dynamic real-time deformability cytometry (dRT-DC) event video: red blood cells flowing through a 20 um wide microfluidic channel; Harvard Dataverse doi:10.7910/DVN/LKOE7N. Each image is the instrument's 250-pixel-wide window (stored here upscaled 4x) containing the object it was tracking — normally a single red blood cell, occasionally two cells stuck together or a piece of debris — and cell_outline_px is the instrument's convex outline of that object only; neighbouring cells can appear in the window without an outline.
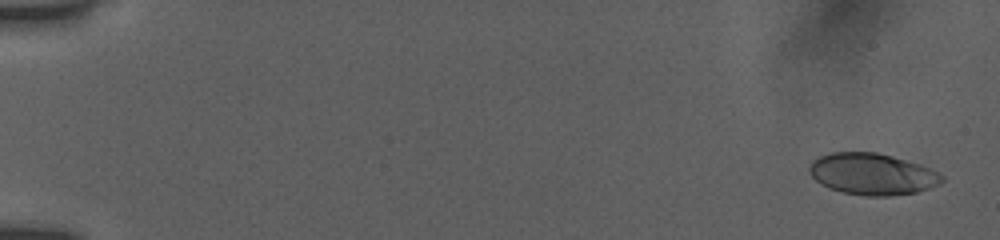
{"species": "human", "species_latin": "Homo sapiens", "temperature_condition": "room temperature", "stored_images_in_passage": 53, "camera_frame_rate_fps": 3000, "um_per_image_px": 0.085, "donor": {"sex": "female"}, "frame": {"image": 1, "passage_image": 1, "time_ms": 0.0, "image_size_px": [1000, 240], "cell_outline_px": [[944, 180], [940, 184], [916, 192], [888, 196], [864, 196], [844, 192], [832, 188], [816, 180], [808, 172], [808, 168], [812, 160], [820, 156], [832, 152], [876, 152], [892, 156], [920, 164], [944, 176]], "centroid_in_image_um": [74.14, 14.79], "position_along_channel_um": 10.9, "area_um2": 31.85}}
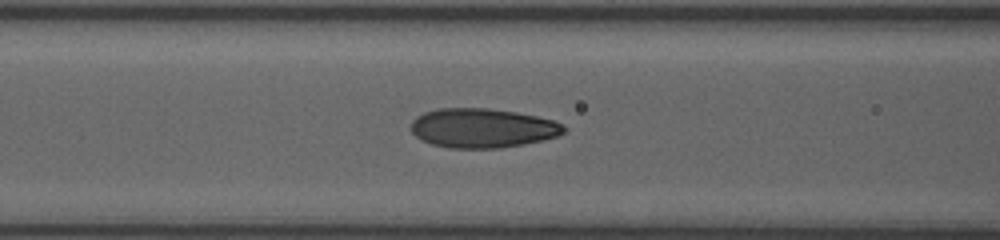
{"frame": {"image": 2, "passage_image": 23, "time_ms": 7.333, "image_size_px": [1000, 240], "cell_outline_px": [[568, 128], [564, 132], [556, 136], [524, 144], [500, 148], [448, 148], [432, 144], [416, 136], [412, 132], [412, 120], [416, 116], [424, 112], [440, 108], [488, 108], [516, 112], [536, 116], [552, 120]], "centroid_in_image_um": [40.99, 10.88], "position_along_channel_um": 125.6, "area_um2": 34.85}}
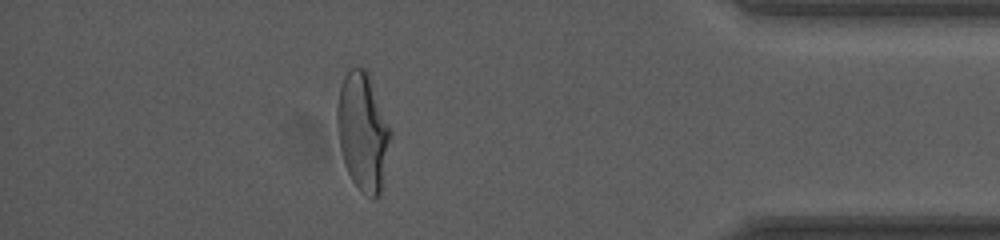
{"frame": {"image": 3, "passage_image": 47, "time_ms": 15.333, "image_size_px": [1000, 240], "cell_outline_px": [[392, 132], [380, 192], [372, 200], [360, 192], [352, 180], [344, 164], [340, 148], [336, 124], [336, 108], [340, 88], [344, 76], [348, 68], [364, 68], [368, 72]], "centroid_in_image_um": [30.82, 11.19], "position_along_channel_um": 404.4, "area_um2": 36.65}, "authors_computed_cell_mechanics": {"area_um2": 33.9864, "velocity_mm_per_s": 3.8887, "shape_relaxation_time_tau1_ms": 4.1032, "shape_relaxation_time_tau2_ms": 0.8298, "deformation_change_tau1": 0.1754, "deformation_change_tau2": 0.0724}}